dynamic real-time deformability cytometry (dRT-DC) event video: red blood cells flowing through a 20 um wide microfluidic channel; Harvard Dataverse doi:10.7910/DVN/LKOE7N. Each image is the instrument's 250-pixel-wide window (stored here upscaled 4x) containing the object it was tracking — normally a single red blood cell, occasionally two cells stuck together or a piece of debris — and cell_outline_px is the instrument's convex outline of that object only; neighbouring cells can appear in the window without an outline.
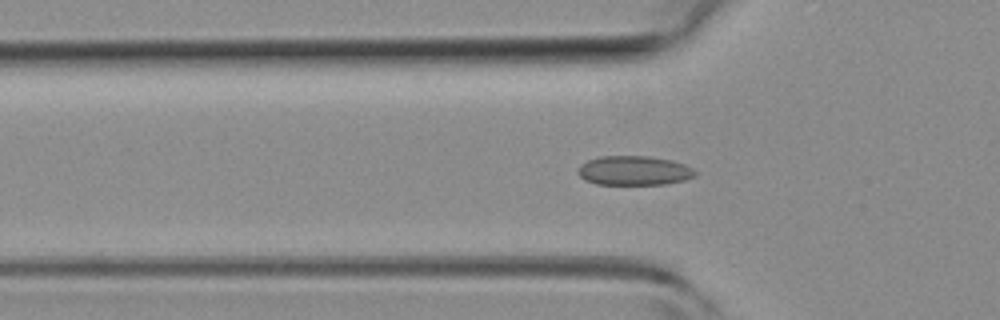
{"species": "common noctule bat (a hibernating species)", "species_latin": "Nyctalus noctula", "temperature_condition": "room temperature", "stored_images_in_passage": 47, "camera_frame_rate_fps": 3000, "um_per_image_px": 0.085, "animal": {"sex": "female", "body_mass_g": 19.3, "forearm_length_mm": 54.1}, "frame": {"image": 1, "passage_image": 14, "time_ms": 4.333, "image_size_px": [1000, 320], "cell_outline_px": [[696, 176], [684, 180], [664, 184], [596, 184], [584, 180], [576, 172], [580, 164], [588, 160], [600, 156], [648, 156], [672, 160], [684, 164], [692, 168], [696, 172]], "centroid_in_image_um": [53.87, 14.5], "position_along_channel_um": 71.9, "area_um2": 20.11}}
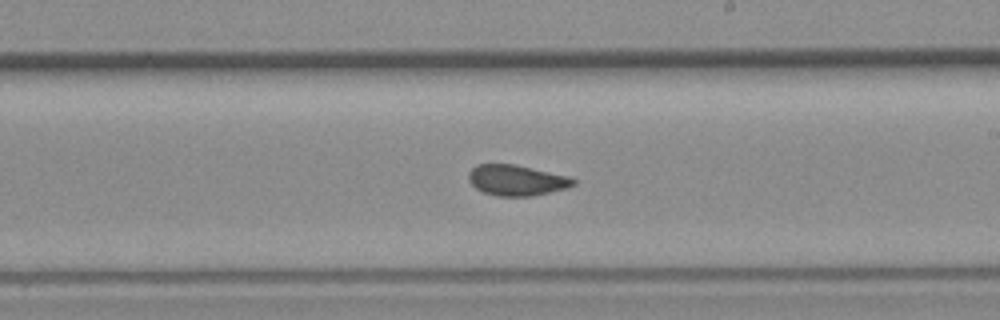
{"frame": {"image": 2, "passage_image": 26, "time_ms": 8.333, "image_size_px": [1000, 320], "cell_outline_px": [[576, 184], [564, 188], [532, 196], [496, 196], [484, 192], [476, 188], [468, 180], [468, 172], [476, 164], [516, 164], [568, 176], [576, 180]], "centroid_in_image_um": [43.88, 15.31], "position_along_channel_um": 245.1, "area_um2": 18.67}}
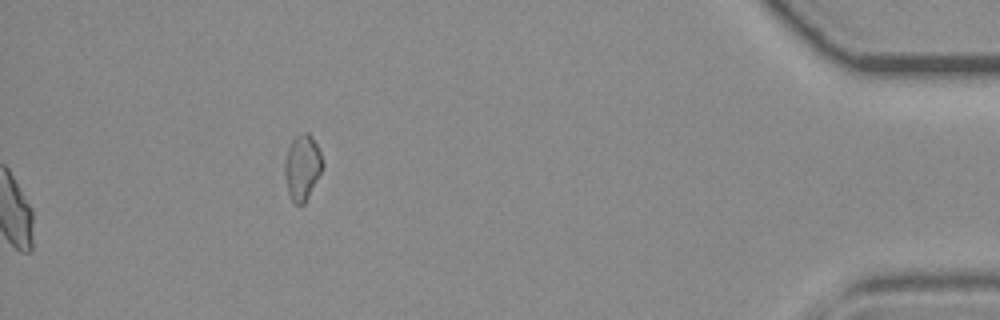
{"frame": {"image": 3, "passage_image": 47, "time_ms": 15.333, "image_size_px": [1000, 320], "cell_outline_px": [[324, 164], [304, 204], [296, 204], [292, 200], [288, 192], [284, 172], [284, 160], [288, 148], [292, 140], [296, 136], [304, 132], [308, 132], [316, 144], [320, 152]], "centroid_in_image_um": [25.67, 14.2], "position_along_channel_um": 409.5, "area_um2": 14.16}, "authors_computed_cell_mechanics": {"area_um2": 19.074, "velocity_mm_per_s": 4.3209, "shape_relaxation_time_tau1_ms": null, "shape_relaxation_time_tau2_ms": 0.7511, "deformation_change_tau1": null, "deformation_change_tau2": 0.0546}}